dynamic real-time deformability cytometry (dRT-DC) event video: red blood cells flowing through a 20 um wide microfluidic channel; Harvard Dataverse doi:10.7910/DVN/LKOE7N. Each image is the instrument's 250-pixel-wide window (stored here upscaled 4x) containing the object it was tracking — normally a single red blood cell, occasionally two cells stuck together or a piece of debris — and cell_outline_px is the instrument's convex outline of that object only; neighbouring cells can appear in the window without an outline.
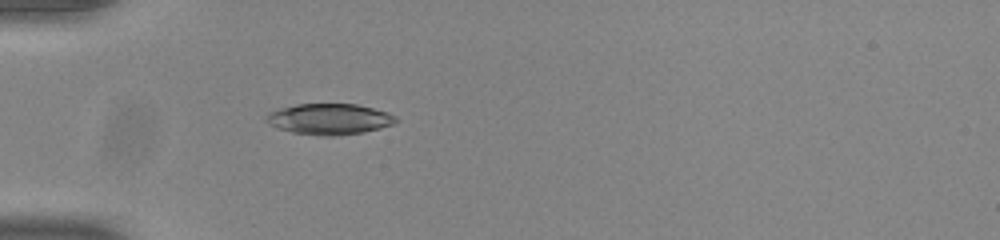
{"species": "common noctule bat (a hibernating species)", "species_latin": "Nyctalus noctula", "temperature_condition": "room temperature", "stored_images_in_passage": 37, "camera_frame_rate_fps": 3000, "um_per_image_px": 0.085, "animal": {"sex": "male", "body_mass_g": 20.0, "forearm_length_mm": 53.3}, "frame": {"image": 1, "passage_image": 1, "time_ms": 0.0, "image_size_px": [1000, 240], "cell_outline_px": [[396, 120], [392, 124], [380, 128], [364, 132], [332, 136], [324, 136], [292, 132], [276, 128], [268, 124], [264, 120], [268, 112], [280, 108], [296, 104], [356, 104], [388, 112], [396, 116]], "centroid_in_image_um": [27.95, 10.12], "position_along_channel_um": 57.1, "area_um2": 23.35}}
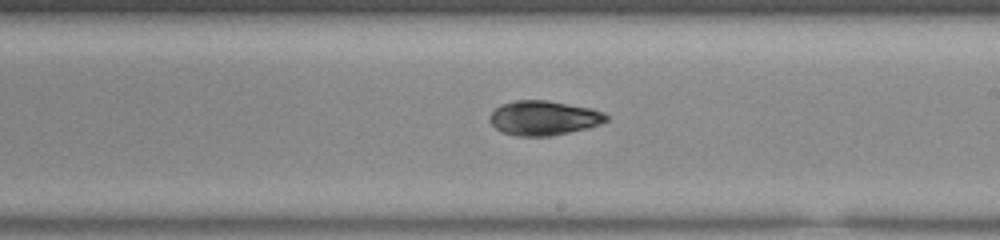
{"frame": {"image": 2, "passage_image": 16, "time_ms": 5.0, "image_size_px": [1000, 240], "cell_outline_px": [[608, 120], [600, 124], [588, 128], [548, 136], [516, 136], [500, 132], [492, 124], [488, 116], [500, 104], [516, 100], [548, 100], [592, 108], [604, 112], [608, 116]], "centroid_in_image_um": [46.21, 10.02], "position_along_channel_um": 242.8, "area_um2": 23.58}}
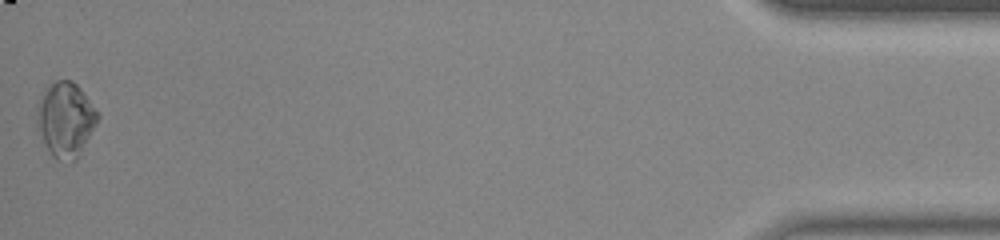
{"frame": {"image": 3, "passage_image": 37, "time_ms": 12.0, "image_size_px": [1000, 240], "cell_outline_px": [[100, 116], [96, 124], [76, 160], [68, 164], [56, 160], [52, 156], [36, 124], [36, 108], [44, 92], [56, 80], [72, 80], [80, 88], [100, 112]], "centroid_in_image_um": [5.59, 10.18], "position_along_channel_um": 429.6, "area_um2": 26.36}, "authors_computed_cell_mechanics": {"area_um2": 23.3512, "velocity_mm_per_s": 3.9062, "shape_relaxation_time_tau1_ms": 4.4381, "shape_relaxation_time_tau2_ms": 3.9669, "deformation_change_tau1": 0.1476, "deformation_change_tau2": 0.0634}}